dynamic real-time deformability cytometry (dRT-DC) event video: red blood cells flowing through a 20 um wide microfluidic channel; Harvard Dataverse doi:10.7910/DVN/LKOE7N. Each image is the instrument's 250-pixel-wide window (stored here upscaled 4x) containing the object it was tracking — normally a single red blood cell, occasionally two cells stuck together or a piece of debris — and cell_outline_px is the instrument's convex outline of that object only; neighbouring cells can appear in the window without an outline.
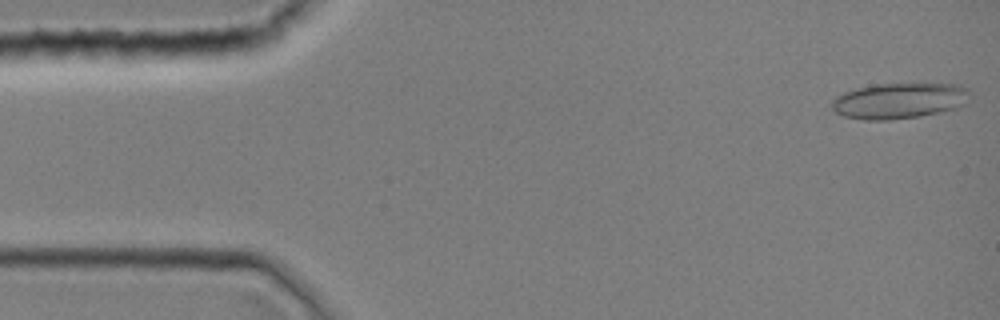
{"species": "common noctule bat (a hibernating species)", "species_latin": "Nyctalus noctula", "temperature_condition": "room temperature", "stored_images_in_passage": 10, "camera_frame_rate_fps": 3000, "um_per_image_px": 0.085, "animal": {"sex": "female", "body_mass_g": 19.0, "forearm_length_mm": 51.5}, "frame": {"image": 1, "passage_image": 1, "time_ms": 0.0, "image_size_px": [1000, 320], "cell_outline_px": [[968, 92], [964, 104], [956, 108], [940, 112], [920, 116], [892, 120], [864, 120], [844, 116], [836, 112], [832, 108], [832, 100], [836, 96], [844, 92], [856, 88], [876, 84], [960, 84], [968, 88]], "centroid_in_image_um": [76.4, 8.57], "position_along_channel_um": 8.6, "area_um2": 28.67}}
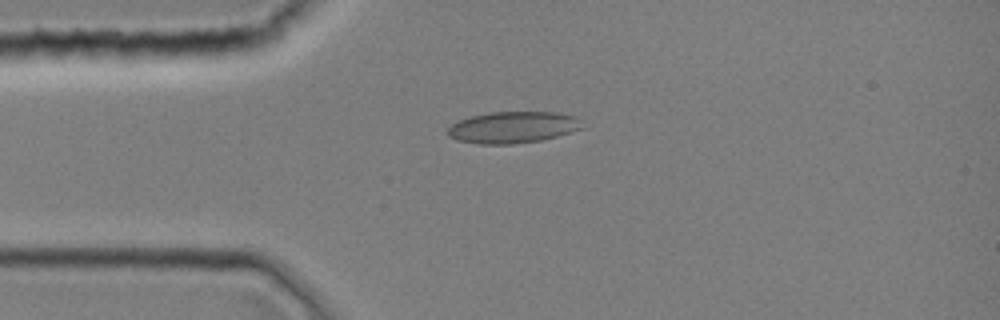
{"frame": {"image": 2, "passage_image": 9, "time_ms": 2.667, "image_size_px": [1000, 320], "cell_outline_px": [[584, 128], [556, 136], [540, 140], [512, 144], [480, 144], [456, 140], [448, 136], [448, 128], [452, 124], [460, 120], [472, 116], [492, 112], [556, 112], [576, 116]], "centroid_in_image_um": [43.59, 10.82], "position_along_channel_um": 41.4, "area_um2": 24.57}}